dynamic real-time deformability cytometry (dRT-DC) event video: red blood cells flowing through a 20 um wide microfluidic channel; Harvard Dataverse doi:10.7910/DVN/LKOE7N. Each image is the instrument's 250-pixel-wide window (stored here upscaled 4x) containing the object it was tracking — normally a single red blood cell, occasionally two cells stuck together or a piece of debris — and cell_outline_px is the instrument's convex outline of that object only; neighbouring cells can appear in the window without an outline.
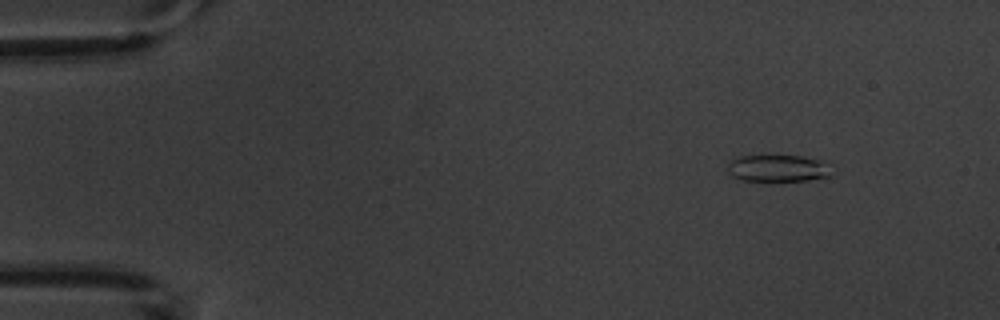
{"species": "common noctule bat (a hibernating species)", "species_latin": "Nyctalus noctula", "temperature_condition": "warm", "stored_images_in_passage": 4, "camera_frame_rate_fps": 3000, "um_per_image_px": 0.085, "animal": {"sex": "male", "body_mass_g": 20.1, "forearm_length_mm": 53.5}, "frame": {"image": 1, "passage_image": 2, "time_ms": 1.0, "image_size_px": [1000, 320], "cell_outline_px": [[836, 176], [808, 180], [744, 180], [732, 176], [728, 172], [728, 164], [732, 160], [740, 156], [800, 156], [824, 160]], "centroid_in_image_um": [66.21, 14.3], "position_along_channel_um": 18.8, "area_um2": 16.3}}